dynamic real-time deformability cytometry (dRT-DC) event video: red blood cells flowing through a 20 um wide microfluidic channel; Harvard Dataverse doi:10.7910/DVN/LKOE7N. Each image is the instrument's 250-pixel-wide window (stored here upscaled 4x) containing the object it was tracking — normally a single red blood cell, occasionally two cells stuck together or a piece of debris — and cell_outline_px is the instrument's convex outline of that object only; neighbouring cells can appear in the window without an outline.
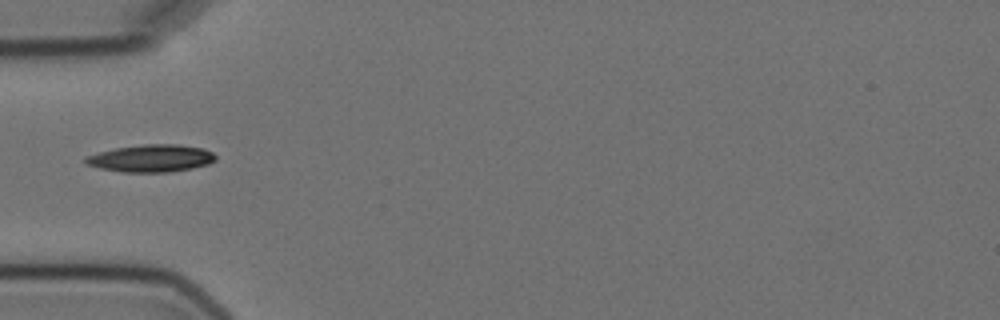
{"species": "Egyptian fruit bat (a non-hibernating species)", "species_latin": "Rousettus aegyptiacus", "temperature_condition": "cold", "stored_images_in_passage": 5, "camera_frame_rate_fps": 3000, "um_per_image_px": 0.085, "animal": {"sex": "female"}, "frame": {"image": 1, "passage_image": 1, "time_ms": 0.0, "image_size_px": [1000, 320], "cell_outline_px": [[216, 160], [208, 164], [192, 168], [168, 172], [124, 172], [100, 168], [88, 164], [84, 160], [84, 156], [116, 148], [144, 144], [180, 144], [204, 148], [212, 152], [216, 156]], "centroid_in_image_um": [12.88, 13.45], "position_along_channel_um": 72.1, "area_um2": 20.69}}
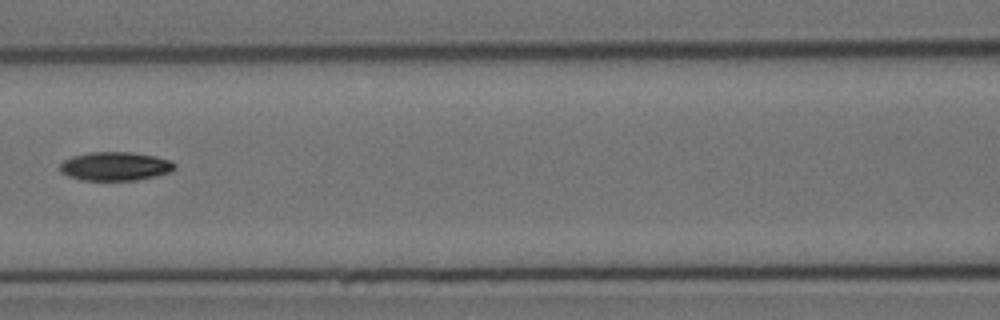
{"frame": {"image": 2, "passage_image": 3, "time_ms": 2.333, "image_size_px": [1000, 320], "cell_outline_px": [[176, 168], [172, 172], [156, 176], [136, 180], [84, 180], [68, 176], [60, 172], [60, 164], [64, 160], [72, 156], [92, 152], [132, 152], [156, 156], [172, 160], [176, 164]], "centroid_in_image_um": [9.84, 14.13], "position_along_channel_um": 156.8, "area_um2": 19.36}}
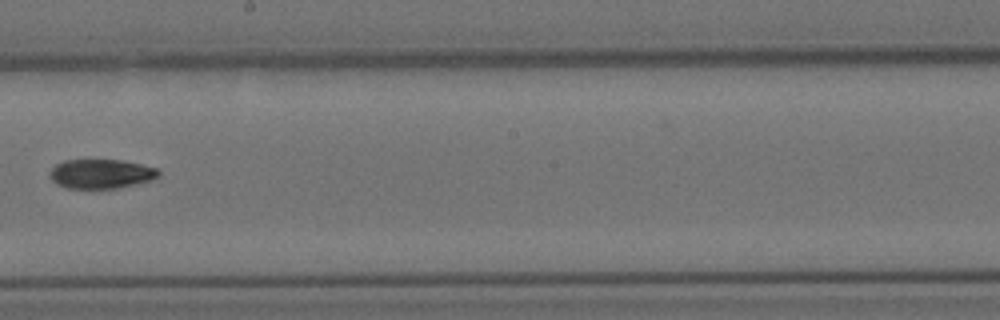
{"frame": {"image": 3, "passage_image": 5, "time_ms": 4.667, "image_size_px": [1000, 320], "cell_outline_px": [[160, 176], [152, 180], [120, 188], [64, 188], [56, 184], [48, 176], [48, 172], [56, 164], [64, 160], [120, 160], [140, 164], [156, 168], [160, 172]], "centroid_in_image_um": [8.56, 14.78], "position_along_channel_um": 239.6, "area_um2": 18.73}}